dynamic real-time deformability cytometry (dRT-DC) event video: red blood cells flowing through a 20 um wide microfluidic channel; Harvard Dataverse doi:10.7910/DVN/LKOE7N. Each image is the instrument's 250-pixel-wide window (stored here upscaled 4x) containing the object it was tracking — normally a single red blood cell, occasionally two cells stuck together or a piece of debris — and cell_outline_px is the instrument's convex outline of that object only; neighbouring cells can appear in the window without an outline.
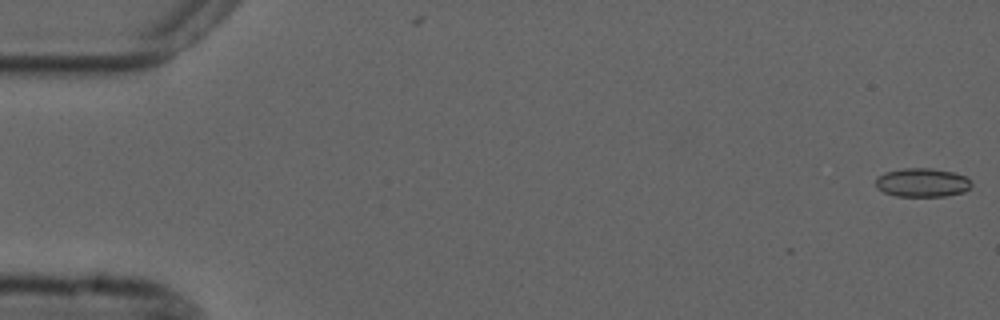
{"species": "common noctule bat (a hibernating species)", "species_latin": "Nyctalus noctula", "temperature_condition": "cold", "stored_images_in_passage": 51, "camera_frame_rate_fps": 3000, "um_per_image_px": 0.085, "animal": {"sex": "male", "forearm_length_mm": 52.5}, "frame": {"image": 1, "passage_image": 1, "time_ms": 0.0, "image_size_px": [1000, 320], "cell_outline_px": [[972, 184], [964, 192], [944, 196], [896, 196], [884, 192], [876, 188], [876, 180], [884, 172], [904, 168], [932, 168], [952, 172], [964, 176], [972, 180]], "centroid_in_image_um": [78.39, 15.52], "position_along_channel_um": 6.6, "area_um2": 16.01}}
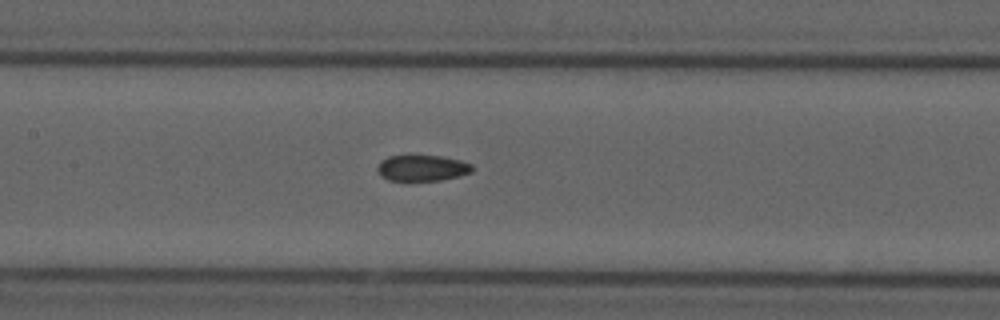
{"frame": {"image": 2, "passage_image": 26, "time_ms": 8.333, "image_size_px": [1000, 320], "cell_outline_px": [[472, 172], [460, 176], [440, 180], [388, 180], [380, 176], [376, 168], [388, 156], [440, 156], [460, 160], [472, 164]], "centroid_in_image_um": [35.9, 14.29], "position_along_channel_um": 171.5, "area_um2": 14.16}}
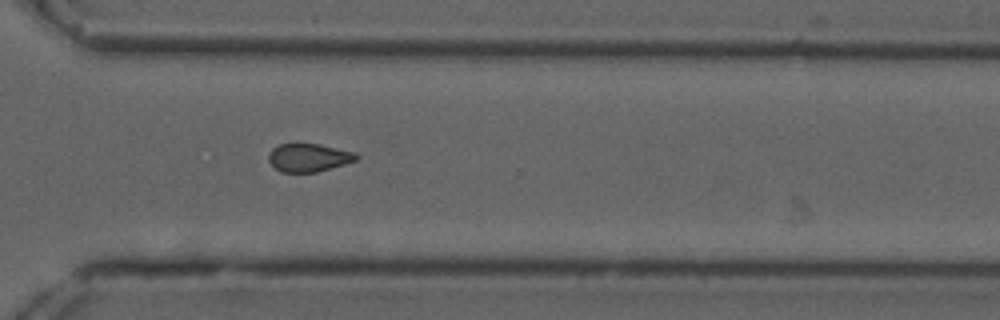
{"frame": {"image": 3, "passage_image": 40, "time_ms": 13.0, "image_size_px": [1000, 320], "cell_outline_px": [[360, 156], [356, 160], [344, 164], [316, 172], [280, 172], [268, 160], [268, 156], [272, 148], [280, 144], [320, 144], [356, 152]], "centroid_in_image_um": [26.25, 13.39], "position_along_channel_um": 344.3, "area_um2": 14.33}, "authors_computed_cell_mechanics": {"area_um2": 15.2014, "velocity_mm_per_s": 3.7171, "shape_relaxation_time_tau1_ms": null, "shape_relaxation_time_tau2_ms": 2.1136, "deformation_change_tau1": null, "deformation_change_tau2": 0.0707}}